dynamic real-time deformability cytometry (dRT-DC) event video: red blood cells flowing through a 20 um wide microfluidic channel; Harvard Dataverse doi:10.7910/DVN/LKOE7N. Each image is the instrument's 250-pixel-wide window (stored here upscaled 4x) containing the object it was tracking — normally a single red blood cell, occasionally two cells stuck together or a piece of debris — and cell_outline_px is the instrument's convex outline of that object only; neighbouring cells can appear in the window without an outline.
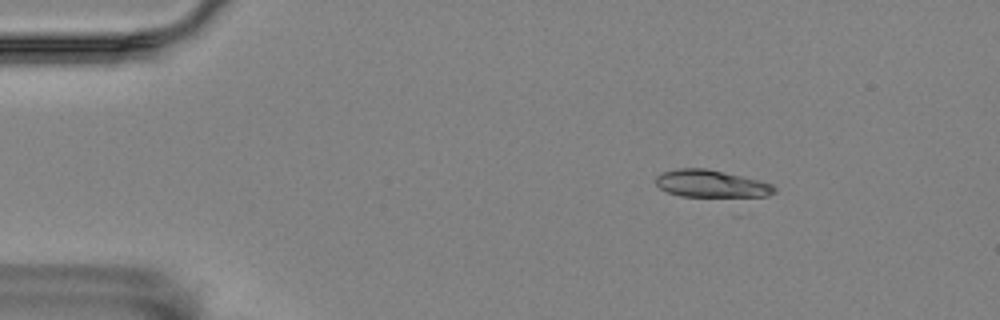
{"species": "Egyptian fruit bat (a non-hibernating species)", "species_latin": "Rousettus aegyptiacus", "temperature_condition": "room temperature", "stored_images_in_passage": 4, "camera_frame_rate_fps": 3000, "um_per_image_px": 0.085, "animal": {"sex": "female"}, "frame": {"image": 1, "passage_image": 2, "time_ms": 0.333, "image_size_px": [1000, 320], "cell_outline_px": [[776, 192], [768, 196], [732, 200], [680, 196], [668, 192], [660, 188], [656, 184], [656, 176], [664, 172], [676, 168], [704, 168], [760, 180], [772, 184], [776, 188]], "centroid_in_image_um": [60.54, 15.69], "position_along_channel_um": 24.5, "area_um2": 19.94}}